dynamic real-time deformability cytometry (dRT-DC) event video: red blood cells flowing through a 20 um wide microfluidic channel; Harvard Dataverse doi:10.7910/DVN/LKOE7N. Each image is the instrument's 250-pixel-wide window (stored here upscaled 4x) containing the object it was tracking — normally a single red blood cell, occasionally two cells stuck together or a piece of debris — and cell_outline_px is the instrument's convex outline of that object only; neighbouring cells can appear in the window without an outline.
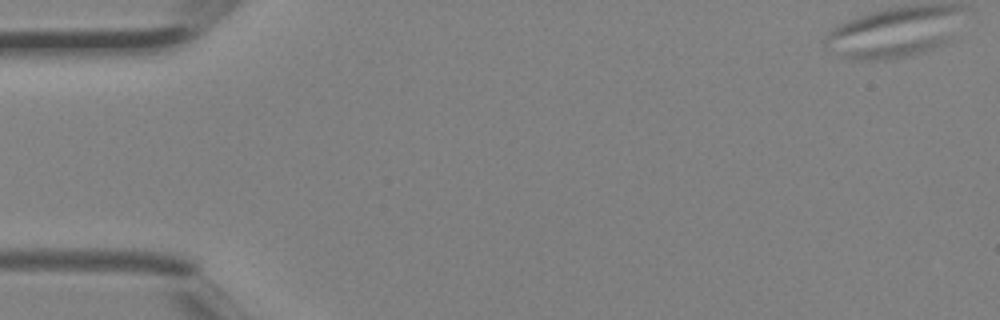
{"species": "Egyptian fruit bat (a non-hibernating species)", "species_latin": "Rousettus aegyptiacus", "temperature_condition": "room temperature", "stored_images_in_passage": 4, "segment_of_instrument_passage": [1, 2], "camera_frame_rate_fps": 3000, "um_per_image_px": 0.085, "animal": {"sex": "female"}, "frame": {"image": 1, "passage_image": 1, "time_ms": 0.0, "image_size_px": [1000, 320], "cell_outline_px": [[956, 40], [948, 44], [912, 56], [884, 60], [848, 60], [836, 56], [836, 52], [852, 48], [936, 36], [952, 36]], "centroid_in_image_um": [76.09, 4.17], "position_along_channel_um": 8.9, "area_um2": 11.27}}